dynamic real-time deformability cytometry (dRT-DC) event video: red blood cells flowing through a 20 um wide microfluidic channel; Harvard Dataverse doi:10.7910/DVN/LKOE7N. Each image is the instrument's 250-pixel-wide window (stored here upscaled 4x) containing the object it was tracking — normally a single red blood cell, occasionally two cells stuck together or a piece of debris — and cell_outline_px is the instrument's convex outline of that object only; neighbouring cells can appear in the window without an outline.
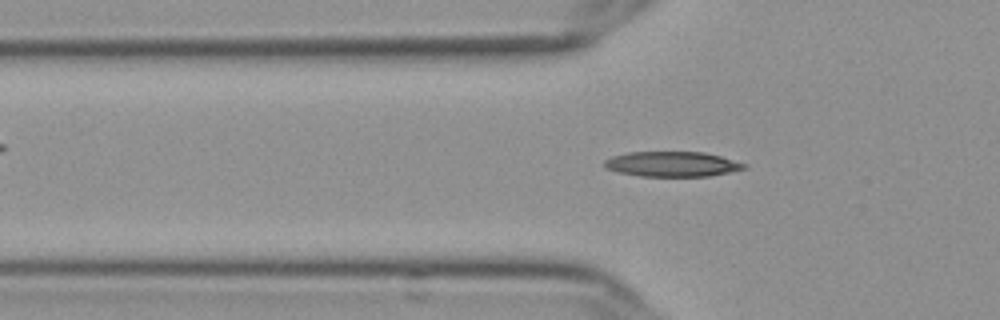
{"species": "Egyptian fruit bat (a non-hibernating species)", "species_latin": "Rousettus aegyptiacus", "temperature_condition": "cold", "stored_images_in_passage": 39, "camera_frame_rate_fps": 3000, "um_per_image_px": 0.085, "frame": {"image": 1, "passage_image": 3, "time_ms": 0.667, "image_size_px": [1000, 320], "cell_outline_px": [[748, 168], [708, 176], [640, 176], [620, 172], [608, 168], [604, 164], [604, 160], [612, 156], [628, 152], [704, 152], [720, 156], [748, 164]], "centroid_in_image_um": [57.17, 13.94], "position_along_channel_um": 68.6, "area_um2": 20.29}}
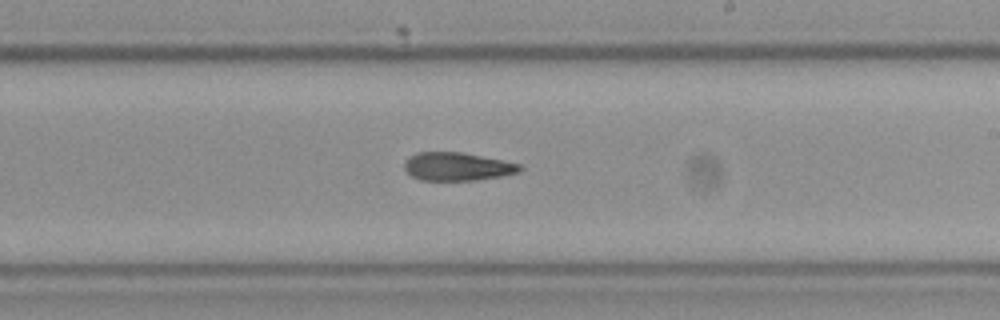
{"frame": {"image": 2, "passage_image": 18, "time_ms": 5.667, "image_size_px": [1000, 320], "cell_outline_px": [[524, 168], [520, 172], [500, 176], [472, 180], [420, 180], [412, 176], [404, 168], [404, 164], [416, 152], [460, 152], [504, 160], [520, 164]], "centroid_in_image_um": [38.9, 14.15], "position_along_channel_um": 250.1, "area_um2": 18.79}}
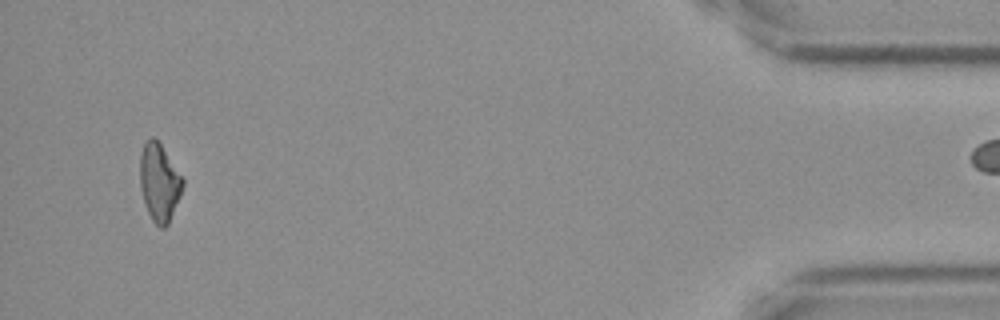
{"frame": {"image": 3, "passage_image": 38, "time_ms": 12.333, "image_size_px": [1000, 320], "cell_outline_px": [[184, 184], [180, 196], [168, 224], [164, 228], [160, 228], [152, 220], [148, 212], [140, 188], [140, 152], [144, 144], [152, 136], [160, 144], [184, 180]], "centroid_in_image_um": [13.53, 15.52], "position_along_channel_um": 421.7, "area_um2": 19.02}}